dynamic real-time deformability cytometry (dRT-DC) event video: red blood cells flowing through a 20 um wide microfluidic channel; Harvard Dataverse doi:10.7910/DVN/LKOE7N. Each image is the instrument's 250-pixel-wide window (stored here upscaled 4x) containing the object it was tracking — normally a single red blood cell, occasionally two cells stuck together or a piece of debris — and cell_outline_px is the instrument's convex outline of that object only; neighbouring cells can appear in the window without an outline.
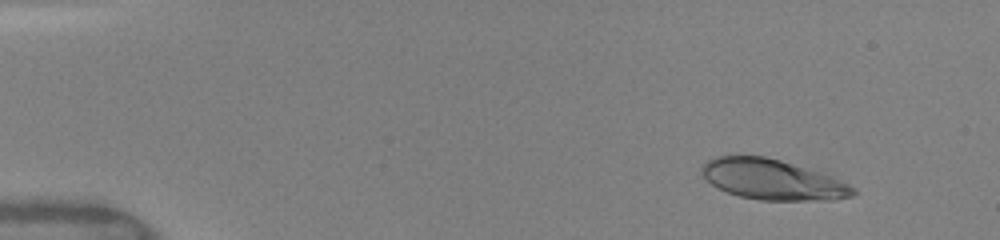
{"species": "human", "species_latin": "Homo sapiens", "temperature_condition": "warm", "stored_images_in_passage": 49, "camera_frame_rate_fps": 3000, "um_per_image_px": 0.085, "donor": {"sex": "female"}, "frame": {"image": 1, "passage_image": 5, "time_ms": 1.333, "image_size_px": [1000, 240], "cell_outline_px": [[856, 192], [852, 196], [836, 200], [760, 200], [740, 196], [728, 192], [712, 184], [700, 172], [700, 168], [708, 160], [716, 156], [764, 156], [780, 160], [832, 176], [856, 188]], "centroid_in_image_um": [65.68, 15.27], "position_along_channel_um": 19.3, "area_um2": 35.26}}
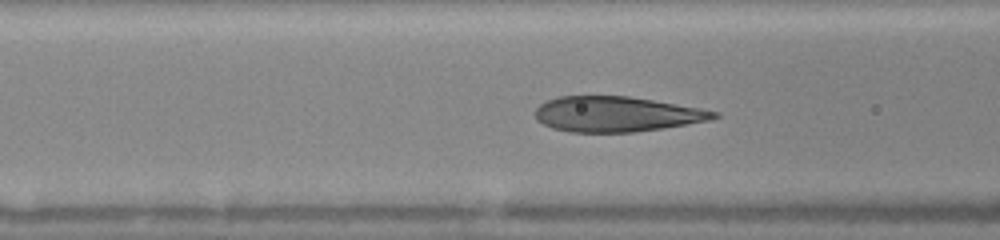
{"frame": {"image": 2, "passage_image": 20, "time_ms": 6.333, "image_size_px": [1000, 240], "cell_outline_px": [[720, 116], [708, 120], [664, 128], [636, 132], [568, 132], [552, 128], [536, 120], [536, 108], [540, 104], [548, 100], [560, 96], [628, 96], [700, 108], [720, 112]], "centroid_in_image_um": [52.39, 9.7], "position_along_channel_um": 114.2, "area_um2": 36.59}}
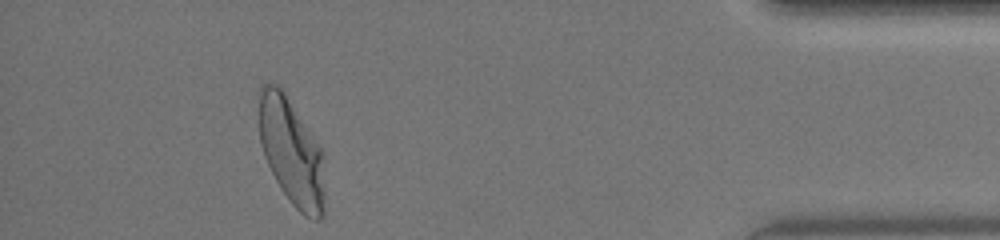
{"frame": {"image": 3, "passage_image": 45, "time_ms": 14.667, "image_size_px": [1000, 240], "cell_outline_px": [[324, 212], [320, 220], [312, 220], [304, 216], [292, 204], [276, 180], [264, 156], [260, 144], [256, 88], [264, 84], [276, 84], [284, 92], [324, 152]], "centroid_in_image_um": [24.75, 12.88], "position_along_channel_um": 410.4, "area_um2": 41.62}, "authors_computed_cell_mechanics": {"area_um2": 37.2232, "velocity_mm_per_s": 4.1046, "shape_relaxation_time_tau1_ms": 4.3066, "shape_relaxation_time_tau2_ms": null, "deformation_change_tau1": 0.2202, "deformation_change_tau2": null}}